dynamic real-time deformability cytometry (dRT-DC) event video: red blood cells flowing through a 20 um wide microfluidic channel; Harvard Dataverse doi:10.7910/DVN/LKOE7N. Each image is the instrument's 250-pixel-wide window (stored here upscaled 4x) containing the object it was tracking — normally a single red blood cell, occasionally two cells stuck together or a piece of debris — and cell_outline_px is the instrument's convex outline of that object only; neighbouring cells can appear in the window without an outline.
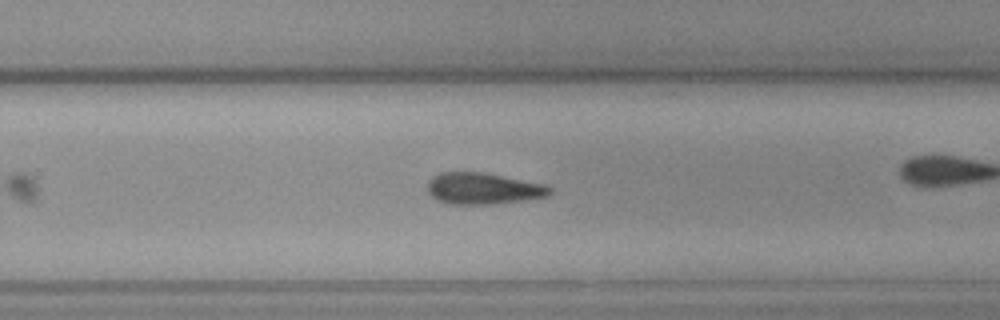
{"species": "common noctule bat (a hibernating species)", "species_latin": "Nyctalus noctula", "temperature_condition": "cold", "stored_images_in_passage": 35, "camera_frame_rate_fps": 3000, "um_per_image_px": 0.085, "animal": {"sex": "female", "body_mass_g": 19.3, "forearm_length_mm": 54.1}, "frame": {"image": 1, "passage_image": 16, "time_ms": 5.0, "image_size_px": [1000, 320], "cell_outline_px": [[552, 192], [548, 196], [496, 204], [448, 204], [436, 200], [428, 192], [428, 180], [432, 176], [440, 172], [484, 172], [544, 184], [552, 188]], "centroid_in_image_um": [41.04, 16.02], "position_along_channel_um": 288.8, "area_um2": 22.54}}